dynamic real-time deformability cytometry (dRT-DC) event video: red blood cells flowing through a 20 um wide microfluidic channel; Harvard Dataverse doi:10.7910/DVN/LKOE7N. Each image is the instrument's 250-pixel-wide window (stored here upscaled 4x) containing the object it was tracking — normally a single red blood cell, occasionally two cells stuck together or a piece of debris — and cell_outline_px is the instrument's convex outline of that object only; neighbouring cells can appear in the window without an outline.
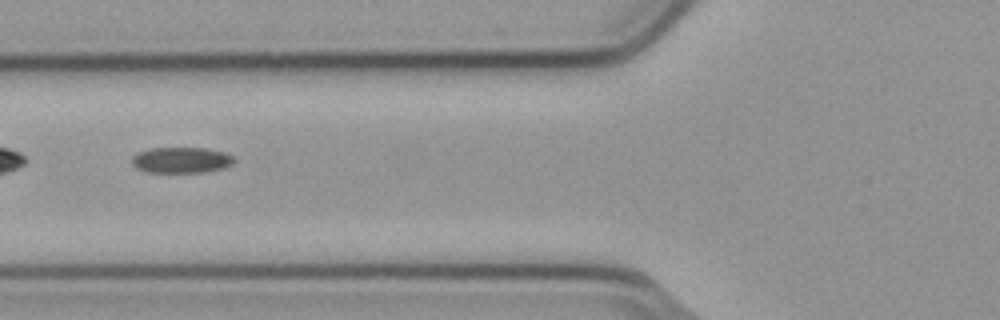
{"species": "common noctule bat (a hibernating species)", "species_latin": "Nyctalus noctula", "temperature_condition": "cold", "stored_images_in_passage": 5, "camera_frame_rate_fps": 3000, "um_per_image_px": 0.085, "animal": {"sex": "male", "body_mass_g": 23.1, "forearm_length_mm": 52.7}, "frame": {"image": 1, "passage_image": 3, "time_ms": 0.667, "image_size_px": [1000, 320], "cell_outline_px": [[236, 160], [232, 164], [224, 168], [204, 172], [148, 172], [136, 168], [132, 164], [132, 156], [136, 152], [152, 148], [208, 148], [224, 152], [232, 156]], "centroid_in_image_um": [15.41, 13.6], "position_along_channel_um": 110.4, "area_um2": 15.49}}
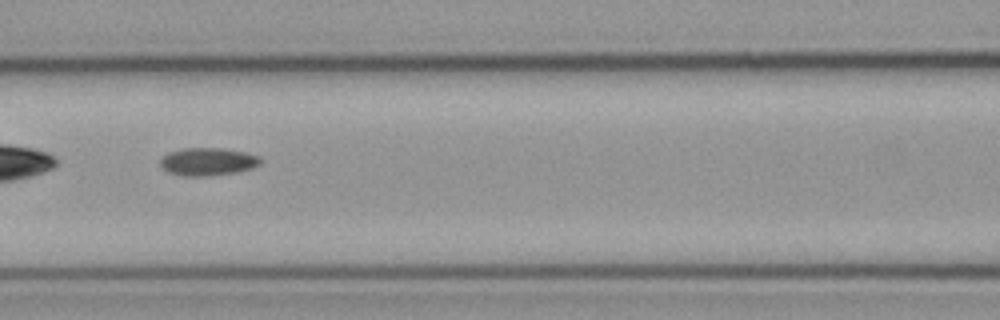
{"frame": {"image": 2, "passage_image": 4, "time_ms": 1.0, "image_size_px": [1000, 320], "cell_outline_px": [[260, 164], [252, 168], [236, 172], [208, 176], [184, 176], [168, 172], [160, 164], [160, 160], [168, 152], [184, 148], [224, 148], [244, 152], [260, 156]], "centroid_in_image_um": [17.67, 13.74], "position_along_channel_um": 148.9, "area_um2": 16.18}}
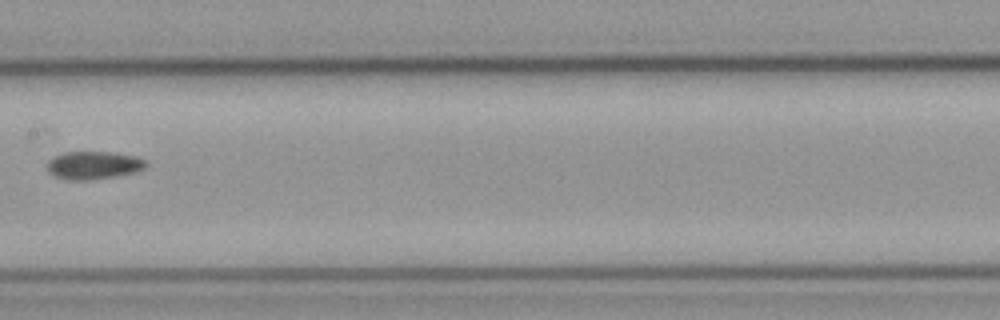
{"frame": {"image": 3, "passage_image": 5, "time_ms": 1.333, "image_size_px": [1000, 320], "cell_outline_px": [[148, 164], [144, 168], [136, 172], [116, 176], [88, 180], [64, 180], [48, 172], [48, 160], [64, 152], [112, 152], [136, 156], [144, 160]], "centroid_in_image_um": [7.96, 14.05], "position_along_channel_um": 199.4, "area_um2": 16.07}}